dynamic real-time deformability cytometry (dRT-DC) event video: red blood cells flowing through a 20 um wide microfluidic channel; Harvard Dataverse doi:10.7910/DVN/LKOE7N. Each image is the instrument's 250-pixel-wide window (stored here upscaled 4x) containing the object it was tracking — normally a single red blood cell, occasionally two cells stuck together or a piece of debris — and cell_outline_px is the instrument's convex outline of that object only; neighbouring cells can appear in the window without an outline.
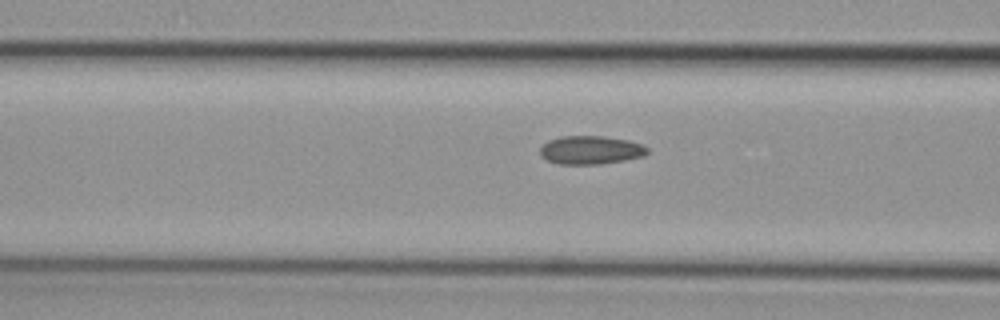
{"species": "common noctule bat (a hibernating species)", "species_latin": "Nyctalus noctula", "temperature_condition": "cold", "stored_images_in_passage": 8, "camera_frame_rate_fps": 3000, "um_per_image_px": 0.085, "animal": {"sex": "female", "body_mass_g": 29.2, "forearm_length_mm": 56.3}, "frame": {"image": 1, "passage_image": 6, "time_ms": 1.667, "image_size_px": [1000, 320], "cell_outline_px": [[648, 152], [644, 156], [624, 160], [600, 164], [556, 164], [540, 156], [540, 148], [548, 140], [560, 136], [604, 136], [628, 140], [640, 144], [648, 148]], "centroid_in_image_um": [50.18, 12.75], "position_along_channel_um": 116.4, "area_um2": 17.8}}